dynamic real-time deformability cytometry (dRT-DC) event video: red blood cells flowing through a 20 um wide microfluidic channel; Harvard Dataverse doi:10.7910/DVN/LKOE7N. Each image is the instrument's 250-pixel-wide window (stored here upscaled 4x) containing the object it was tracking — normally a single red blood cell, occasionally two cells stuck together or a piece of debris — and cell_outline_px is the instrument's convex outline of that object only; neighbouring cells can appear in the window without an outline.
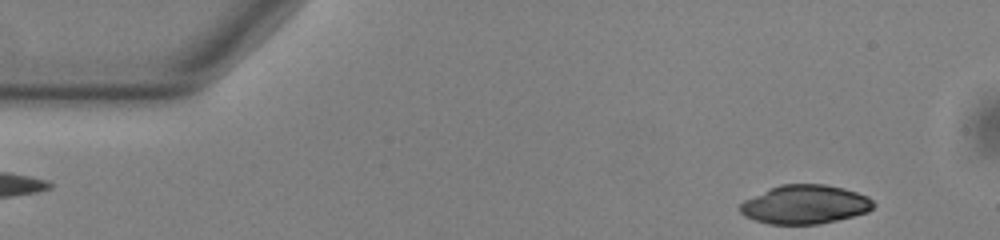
{"species": "common noctule bat (a hibernating species)", "species_latin": "Nyctalus noctula", "temperature_condition": "warm", "stored_images_in_passage": 52, "camera_frame_rate_fps": 3000, "um_per_image_px": 0.085, "animal": {"sex": "male", "body_mass_g": 13.0, "forearm_length_mm": 53.1}, "frame": {"image": 1, "passage_image": 4, "time_ms": 1.0, "image_size_px": [1000, 240], "cell_outline_px": [[876, 204], [868, 212], [820, 224], [768, 224], [744, 216], [740, 212], [740, 204], [744, 200], [780, 184], [824, 184], [844, 188], [868, 196]], "centroid_in_image_um": [68.43, 17.38], "position_along_channel_um": 16.6, "area_um2": 30.11}}
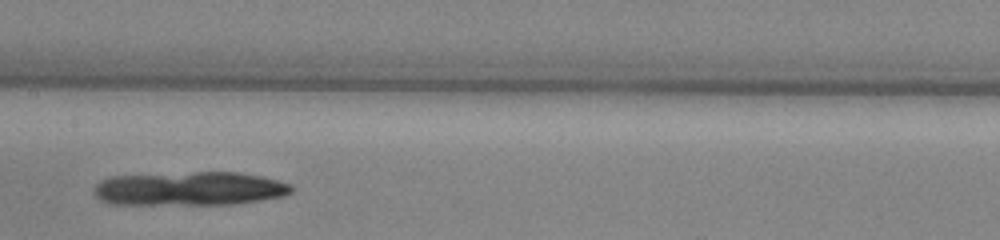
{"frame": {"image": 2, "passage_image": 25, "time_ms": 8.0, "image_size_px": [1000, 240], "cell_outline_px": [[292, 192], [280, 196], [260, 200], [232, 204], [108, 204], [100, 200], [92, 192], [92, 188], [100, 180], [108, 176], [196, 172], [236, 172], [260, 176], [292, 184]], "centroid_in_image_um": [16.03, 16.03], "position_along_channel_um": 191.4, "area_um2": 39.02}}
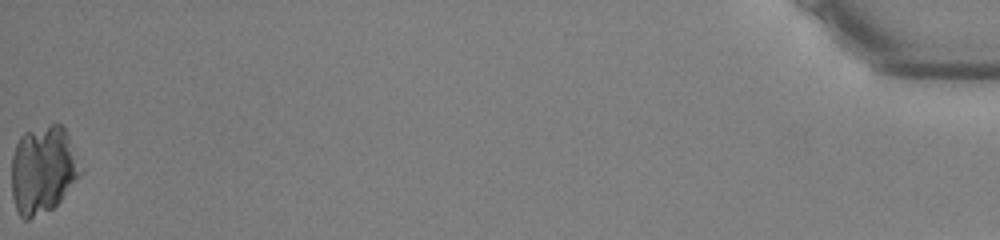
{"frame": {"image": 3, "passage_image": 52, "time_ms": 17.0, "image_size_px": [1000, 240], "cell_outline_px": [[80, 176], [60, 200], [52, 208], [28, 220], [24, 220], [20, 216], [16, 208], [12, 196], [12, 156], [16, 144], [20, 136], [24, 132], [52, 124], [60, 124], [68, 132], [80, 172]], "centroid_in_image_um": [3.61, 14.43], "position_along_channel_um": 431.6, "area_um2": 34.8}}